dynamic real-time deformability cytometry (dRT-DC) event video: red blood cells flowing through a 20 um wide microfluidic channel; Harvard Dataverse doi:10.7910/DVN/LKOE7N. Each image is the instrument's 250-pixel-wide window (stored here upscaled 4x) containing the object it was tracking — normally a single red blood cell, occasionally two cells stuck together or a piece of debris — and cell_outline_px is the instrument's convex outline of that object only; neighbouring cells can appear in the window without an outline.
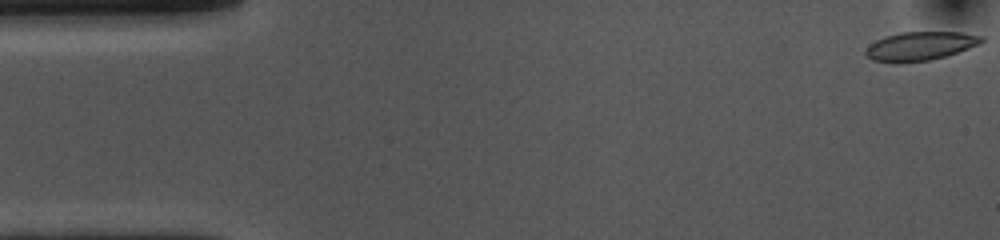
{"species": "common noctule bat (a hibernating species)", "species_latin": "Nyctalus noctula", "temperature_condition": "cold", "stored_images_in_passage": 54, "camera_frame_rate_fps": 3000, "um_per_image_px": 0.085, "animal": {"sex": "female", "body_mass_g": 10.0, "forearm_length_mm": 53.1}, "frame": {"image": 1, "passage_image": 1, "time_ms": 0.0, "image_size_px": [1000, 240], "cell_outline_px": [[984, 40], [980, 44], [948, 56], [932, 60], [892, 64], [872, 60], [864, 52], [876, 40], [900, 32], [960, 32], [984, 36]], "centroid_in_image_um": [78.25, 3.94], "position_along_channel_um": 6.7, "area_um2": 19.59}}
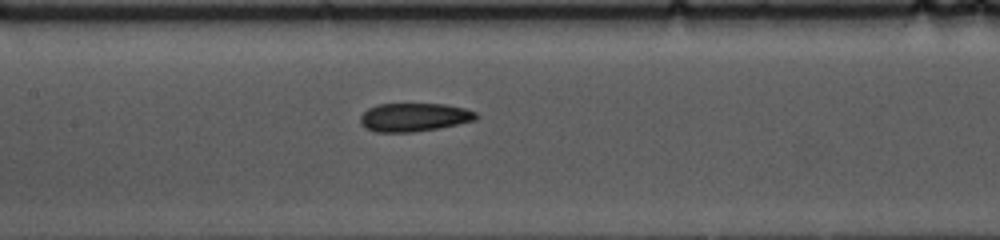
{"frame": {"image": 2, "passage_image": 24, "time_ms": 7.667, "image_size_px": [1000, 240], "cell_outline_px": [[480, 116], [476, 120], [440, 128], [412, 132], [376, 132], [364, 128], [360, 124], [360, 116], [368, 108], [380, 104], [444, 104], [464, 108], [476, 112]], "centroid_in_image_um": [35.2, 9.97], "position_along_channel_um": 172.2, "area_um2": 19.31}}
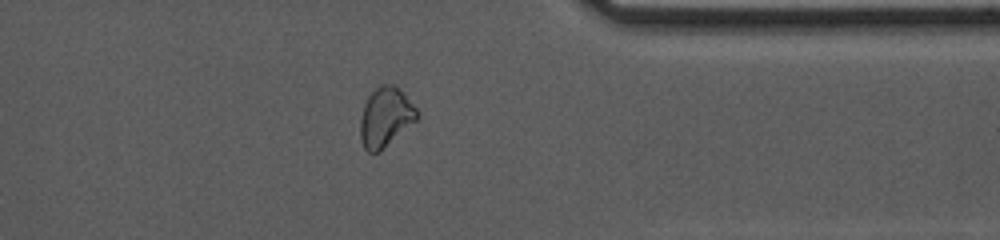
{"frame": {"image": 3, "passage_image": 42, "time_ms": 13.667, "image_size_px": [1000, 240], "cell_outline_px": [[420, 116], [416, 120], [380, 152], [368, 152], [364, 148], [360, 140], [360, 120], [364, 104], [368, 96], [380, 84], [396, 84], [400, 88], [416, 108]], "centroid_in_image_um": [32.76, 9.95], "position_along_channel_um": 378.6, "area_um2": 19.77}, "authors_computed_cell_mechanics": {"area_um2": 19.8543, "velocity_mm_per_s": 3.6541, "shape_relaxation_time_tau1_ms": 4.9726, "shape_relaxation_time_tau2_ms": 3.7791, "deformation_change_tau1": 0.1225, "deformation_change_tau2": 0.1035}}